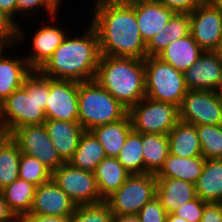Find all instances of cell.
<instances>
[{"instance_id": "6da1fadb", "label": "cell", "mask_w": 222, "mask_h": 222, "mask_svg": "<svg viewBox=\"0 0 222 222\" xmlns=\"http://www.w3.org/2000/svg\"><path fill=\"white\" fill-rule=\"evenodd\" d=\"M89 23L98 33L100 54L145 59L146 44L133 5L118 0H94Z\"/></svg>"}, {"instance_id": "7a4b0ae2", "label": "cell", "mask_w": 222, "mask_h": 222, "mask_svg": "<svg viewBox=\"0 0 222 222\" xmlns=\"http://www.w3.org/2000/svg\"><path fill=\"white\" fill-rule=\"evenodd\" d=\"M88 24L81 36L67 34L53 55L38 70L42 75L55 80H95L101 54L98 33L89 22Z\"/></svg>"}, {"instance_id": "3957f363", "label": "cell", "mask_w": 222, "mask_h": 222, "mask_svg": "<svg viewBox=\"0 0 222 222\" xmlns=\"http://www.w3.org/2000/svg\"><path fill=\"white\" fill-rule=\"evenodd\" d=\"M49 96V78L33 70L16 89L0 104V126L13 132L15 129L43 124L46 100Z\"/></svg>"}, {"instance_id": "277c9868", "label": "cell", "mask_w": 222, "mask_h": 222, "mask_svg": "<svg viewBox=\"0 0 222 222\" xmlns=\"http://www.w3.org/2000/svg\"><path fill=\"white\" fill-rule=\"evenodd\" d=\"M95 80L128 110L146 97L144 59L101 55Z\"/></svg>"}, {"instance_id": "5b68a950", "label": "cell", "mask_w": 222, "mask_h": 222, "mask_svg": "<svg viewBox=\"0 0 222 222\" xmlns=\"http://www.w3.org/2000/svg\"><path fill=\"white\" fill-rule=\"evenodd\" d=\"M78 122L85 131L123 119L128 109L96 80L78 82Z\"/></svg>"}, {"instance_id": "8992f818", "label": "cell", "mask_w": 222, "mask_h": 222, "mask_svg": "<svg viewBox=\"0 0 222 222\" xmlns=\"http://www.w3.org/2000/svg\"><path fill=\"white\" fill-rule=\"evenodd\" d=\"M144 64L146 97L180 107L188 92L183 72L157 56L146 57Z\"/></svg>"}, {"instance_id": "52a82bcc", "label": "cell", "mask_w": 222, "mask_h": 222, "mask_svg": "<svg viewBox=\"0 0 222 222\" xmlns=\"http://www.w3.org/2000/svg\"><path fill=\"white\" fill-rule=\"evenodd\" d=\"M132 129L138 133L167 135L179 122V107L143 98L128 110Z\"/></svg>"}, {"instance_id": "ba28073f", "label": "cell", "mask_w": 222, "mask_h": 222, "mask_svg": "<svg viewBox=\"0 0 222 222\" xmlns=\"http://www.w3.org/2000/svg\"><path fill=\"white\" fill-rule=\"evenodd\" d=\"M154 197H156L155 174H131L105 202L114 215H137Z\"/></svg>"}, {"instance_id": "9c48e42d", "label": "cell", "mask_w": 222, "mask_h": 222, "mask_svg": "<svg viewBox=\"0 0 222 222\" xmlns=\"http://www.w3.org/2000/svg\"><path fill=\"white\" fill-rule=\"evenodd\" d=\"M51 178L77 206L104 202L94 172L75 168L67 162L53 171Z\"/></svg>"}, {"instance_id": "30bf717a", "label": "cell", "mask_w": 222, "mask_h": 222, "mask_svg": "<svg viewBox=\"0 0 222 222\" xmlns=\"http://www.w3.org/2000/svg\"><path fill=\"white\" fill-rule=\"evenodd\" d=\"M179 121L198 125H222V100L218 91L188 90L179 107Z\"/></svg>"}, {"instance_id": "8fae6325", "label": "cell", "mask_w": 222, "mask_h": 222, "mask_svg": "<svg viewBox=\"0 0 222 222\" xmlns=\"http://www.w3.org/2000/svg\"><path fill=\"white\" fill-rule=\"evenodd\" d=\"M12 139L18 144L21 153L38 159L51 172L65 163L52 144L44 123L17 128L12 132Z\"/></svg>"}, {"instance_id": "7c38bea8", "label": "cell", "mask_w": 222, "mask_h": 222, "mask_svg": "<svg viewBox=\"0 0 222 222\" xmlns=\"http://www.w3.org/2000/svg\"><path fill=\"white\" fill-rule=\"evenodd\" d=\"M58 14L49 17V23L44 19H41V26L33 32L31 44L29 48H32L28 53L23 52L24 58L27 60L28 65L32 70H39L46 61L53 55L55 49L62 43L64 38L69 32L68 28L65 30L60 24L57 26ZM52 23V24H51Z\"/></svg>"}, {"instance_id": "4fadbf2b", "label": "cell", "mask_w": 222, "mask_h": 222, "mask_svg": "<svg viewBox=\"0 0 222 222\" xmlns=\"http://www.w3.org/2000/svg\"><path fill=\"white\" fill-rule=\"evenodd\" d=\"M190 15V34L204 51H216L222 39V10L203 1Z\"/></svg>"}, {"instance_id": "5bb4252c", "label": "cell", "mask_w": 222, "mask_h": 222, "mask_svg": "<svg viewBox=\"0 0 222 222\" xmlns=\"http://www.w3.org/2000/svg\"><path fill=\"white\" fill-rule=\"evenodd\" d=\"M47 119L78 121V82L49 78V96L46 100Z\"/></svg>"}, {"instance_id": "9a60e30c", "label": "cell", "mask_w": 222, "mask_h": 222, "mask_svg": "<svg viewBox=\"0 0 222 222\" xmlns=\"http://www.w3.org/2000/svg\"><path fill=\"white\" fill-rule=\"evenodd\" d=\"M183 78L188 90L218 91L222 84V58L215 51H203L183 72Z\"/></svg>"}, {"instance_id": "2e32d148", "label": "cell", "mask_w": 222, "mask_h": 222, "mask_svg": "<svg viewBox=\"0 0 222 222\" xmlns=\"http://www.w3.org/2000/svg\"><path fill=\"white\" fill-rule=\"evenodd\" d=\"M76 207L72 199L51 178L37 186L29 214L72 216Z\"/></svg>"}, {"instance_id": "e0dca14e", "label": "cell", "mask_w": 222, "mask_h": 222, "mask_svg": "<svg viewBox=\"0 0 222 222\" xmlns=\"http://www.w3.org/2000/svg\"><path fill=\"white\" fill-rule=\"evenodd\" d=\"M44 126L61 159L65 163L69 162L78 147L82 133L85 131L83 127L78 121L54 119H46Z\"/></svg>"}, {"instance_id": "ac0fdd59", "label": "cell", "mask_w": 222, "mask_h": 222, "mask_svg": "<svg viewBox=\"0 0 222 222\" xmlns=\"http://www.w3.org/2000/svg\"><path fill=\"white\" fill-rule=\"evenodd\" d=\"M156 197L167 214L174 213L183 204L197 198L195 184L185 180L156 178Z\"/></svg>"}, {"instance_id": "d6986e66", "label": "cell", "mask_w": 222, "mask_h": 222, "mask_svg": "<svg viewBox=\"0 0 222 222\" xmlns=\"http://www.w3.org/2000/svg\"><path fill=\"white\" fill-rule=\"evenodd\" d=\"M7 51L5 49L0 54V104L16 89L22 87L25 78L33 71L24 55L9 56Z\"/></svg>"}, {"instance_id": "ffe728a7", "label": "cell", "mask_w": 222, "mask_h": 222, "mask_svg": "<svg viewBox=\"0 0 222 222\" xmlns=\"http://www.w3.org/2000/svg\"><path fill=\"white\" fill-rule=\"evenodd\" d=\"M143 41L147 44L169 22L175 12L159 2L133 5Z\"/></svg>"}, {"instance_id": "44dd1931", "label": "cell", "mask_w": 222, "mask_h": 222, "mask_svg": "<svg viewBox=\"0 0 222 222\" xmlns=\"http://www.w3.org/2000/svg\"><path fill=\"white\" fill-rule=\"evenodd\" d=\"M203 51L189 34L170 43L157 57L184 72L198 60Z\"/></svg>"}, {"instance_id": "7402d4cb", "label": "cell", "mask_w": 222, "mask_h": 222, "mask_svg": "<svg viewBox=\"0 0 222 222\" xmlns=\"http://www.w3.org/2000/svg\"><path fill=\"white\" fill-rule=\"evenodd\" d=\"M205 160L203 156L183 158L169 153L155 176L180 179L195 184L201 175Z\"/></svg>"}, {"instance_id": "603a6c76", "label": "cell", "mask_w": 222, "mask_h": 222, "mask_svg": "<svg viewBox=\"0 0 222 222\" xmlns=\"http://www.w3.org/2000/svg\"><path fill=\"white\" fill-rule=\"evenodd\" d=\"M190 34L189 13H175L146 44L147 57L157 56L170 43Z\"/></svg>"}, {"instance_id": "cb8c5ba5", "label": "cell", "mask_w": 222, "mask_h": 222, "mask_svg": "<svg viewBox=\"0 0 222 222\" xmlns=\"http://www.w3.org/2000/svg\"><path fill=\"white\" fill-rule=\"evenodd\" d=\"M132 130L131 118L127 114L123 119L97 126L91 132L104 148L106 156L116 158Z\"/></svg>"}, {"instance_id": "d4e9b609", "label": "cell", "mask_w": 222, "mask_h": 222, "mask_svg": "<svg viewBox=\"0 0 222 222\" xmlns=\"http://www.w3.org/2000/svg\"><path fill=\"white\" fill-rule=\"evenodd\" d=\"M101 198L105 201L117 191L131 175L122 164L113 157L104 158L94 172Z\"/></svg>"}, {"instance_id": "484cf974", "label": "cell", "mask_w": 222, "mask_h": 222, "mask_svg": "<svg viewBox=\"0 0 222 222\" xmlns=\"http://www.w3.org/2000/svg\"><path fill=\"white\" fill-rule=\"evenodd\" d=\"M167 136L170 154L183 158L202 156L195 125L179 121Z\"/></svg>"}, {"instance_id": "4316f807", "label": "cell", "mask_w": 222, "mask_h": 222, "mask_svg": "<svg viewBox=\"0 0 222 222\" xmlns=\"http://www.w3.org/2000/svg\"><path fill=\"white\" fill-rule=\"evenodd\" d=\"M195 189L197 197L206 202H222V159L205 160Z\"/></svg>"}, {"instance_id": "83f0119b", "label": "cell", "mask_w": 222, "mask_h": 222, "mask_svg": "<svg viewBox=\"0 0 222 222\" xmlns=\"http://www.w3.org/2000/svg\"><path fill=\"white\" fill-rule=\"evenodd\" d=\"M106 157L105 150L95 135L91 131H84L69 163L75 168L95 172L97 165Z\"/></svg>"}, {"instance_id": "f1b7e54d", "label": "cell", "mask_w": 222, "mask_h": 222, "mask_svg": "<svg viewBox=\"0 0 222 222\" xmlns=\"http://www.w3.org/2000/svg\"><path fill=\"white\" fill-rule=\"evenodd\" d=\"M37 186L31 182L18 178L0 192L10 210L20 219L29 214Z\"/></svg>"}, {"instance_id": "f546056e", "label": "cell", "mask_w": 222, "mask_h": 222, "mask_svg": "<svg viewBox=\"0 0 222 222\" xmlns=\"http://www.w3.org/2000/svg\"><path fill=\"white\" fill-rule=\"evenodd\" d=\"M144 173L156 174L169 154L168 136L142 133Z\"/></svg>"}, {"instance_id": "4dcf8cb0", "label": "cell", "mask_w": 222, "mask_h": 222, "mask_svg": "<svg viewBox=\"0 0 222 222\" xmlns=\"http://www.w3.org/2000/svg\"><path fill=\"white\" fill-rule=\"evenodd\" d=\"M142 133L132 130L116 159L131 174H144Z\"/></svg>"}, {"instance_id": "1f68e13d", "label": "cell", "mask_w": 222, "mask_h": 222, "mask_svg": "<svg viewBox=\"0 0 222 222\" xmlns=\"http://www.w3.org/2000/svg\"><path fill=\"white\" fill-rule=\"evenodd\" d=\"M21 151L11 139L0 152V191L19 178Z\"/></svg>"}, {"instance_id": "d6a6232c", "label": "cell", "mask_w": 222, "mask_h": 222, "mask_svg": "<svg viewBox=\"0 0 222 222\" xmlns=\"http://www.w3.org/2000/svg\"><path fill=\"white\" fill-rule=\"evenodd\" d=\"M201 153L206 159H222V125L196 126Z\"/></svg>"}, {"instance_id": "836d02e7", "label": "cell", "mask_w": 222, "mask_h": 222, "mask_svg": "<svg viewBox=\"0 0 222 222\" xmlns=\"http://www.w3.org/2000/svg\"><path fill=\"white\" fill-rule=\"evenodd\" d=\"M52 172L38 159L26 155L20 156L19 178L31 182L36 186L51 179Z\"/></svg>"}, {"instance_id": "e575fe53", "label": "cell", "mask_w": 222, "mask_h": 222, "mask_svg": "<svg viewBox=\"0 0 222 222\" xmlns=\"http://www.w3.org/2000/svg\"><path fill=\"white\" fill-rule=\"evenodd\" d=\"M114 214L104 201L98 204L77 206L72 222H113Z\"/></svg>"}, {"instance_id": "d590c367", "label": "cell", "mask_w": 222, "mask_h": 222, "mask_svg": "<svg viewBox=\"0 0 222 222\" xmlns=\"http://www.w3.org/2000/svg\"><path fill=\"white\" fill-rule=\"evenodd\" d=\"M16 4L17 17L20 15V17H22L23 15L25 19L27 18V20L30 18V20H32V18L34 19L35 15L38 17V12L41 10L46 12V17H43L46 18V20L47 17L49 18L56 14H60L58 13L60 7L53 0H16Z\"/></svg>"}, {"instance_id": "8d00e7d4", "label": "cell", "mask_w": 222, "mask_h": 222, "mask_svg": "<svg viewBox=\"0 0 222 222\" xmlns=\"http://www.w3.org/2000/svg\"><path fill=\"white\" fill-rule=\"evenodd\" d=\"M140 222H166L167 213L160 200L154 197L137 213Z\"/></svg>"}, {"instance_id": "74e56055", "label": "cell", "mask_w": 222, "mask_h": 222, "mask_svg": "<svg viewBox=\"0 0 222 222\" xmlns=\"http://www.w3.org/2000/svg\"><path fill=\"white\" fill-rule=\"evenodd\" d=\"M205 204L206 201L197 197L177 208L174 214L186 219L188 222H201Z\"/></svg>"}, {"instance_id": "f35d334b", "label": "cell", "mask_w": 222, "mask_h": 222, "mask_svg": "<svg viewBox=\"0 0 222 222\" xmlns=\"http://www.w3.org/2000/svg\"><path fill=\"white\" fill-rule=\"evenodd\" d=\"M0 8L8 15V17L18 25V36L16 38L15 44L19 45L25 44L23 42L24 40H27L26 38L28 36L26 30H24V27L22 28L21 22L20 24L18 23L19 21L16 20L17 18V4L16 0H0Z\"/></svg>"}, {"instance_id": "ab89813d", "label": "cell", "mask_w": 222, "mask_h": 222, "mask_svg": "<svg viewBox=\"0 0 222 222\" xmlns=\"http://www.w3.org/2000/svg\"><path fill=\"white\" fill-rule=\"evenodd\" d=\"M0 35L11 45L15 43L18 36V25L0 8Z\"/></svg>"}, {"instance_id": "60d3db41", "label": "cell", "mask_w": 222, "mask_h": 222, "mask_svg": "<svg viewBox=\"0 0 222 222\" xmlns=\"http://www.w3.org/2000/svg\"><path fill=\"white\" fill-rule=\"evenodd\" d=\"M175 13H191L202 0H157Z\"/></svg>"}, {"instance_id": "b9f144b4", "label": "cell", "mask_w": 222, "mask_h": 222, "mask_svg": "<svg viewBox=\"0 0 222 222\" xmlns=\"http://www.w3.org/2000/svg\"><path fill=\"white\" fill-rule=\"evenodd\" d=\"M201 222H222V202H206Z\"/></svg>"}, {"instance_id": "7bdbcfd3", "label": "cell", "mask_w": 222, "mask_h": 222, "mask_svg": "<svg viewBox=\"0 0 222 222\" xmlns=\"http://www.w3.org/2000/svg\"><path fill=\"white\" fill-rule=\"evenodd\" d=\"M19 222H72V216H45L37 214H26Z\"/></svg>"}, {"instance_id": "ee69618b", "label": "cell", "mask_w": 222, "mask_h": 222, "mask_svg": "<svg viewBox=\"0 0 222 222\" xmlns=\"http://www.w3.org/2000/svg\"><path fill=\"white\" fill-rule=\"evenodd\" d=\"M0 222H19L0 192Z\"/></svg>"}, {"instance_id": "f6af8a7d", "label": "cell", "mask_w": 222, "mask_h": 222, "mask_svg": "<svg viewBox=\"0 0 222 222\" xmlns=\"http://www.w3.org/2000/svg\"><path fill=\"white\" fill-rule=\"evenodd\" d=\"M12 139V132L4 126H0V152Z\"/></svg>"}, {"instance_id": "bcb514c9", "label": "cell", "mask_w": 222, "mask_h": 222, "mask_svg": "<svg viewBox=\"0 0 222 222\" xmlns=\"http://www.w3.org/2000/svg\"><path fill=\"white\" fill-rule=\"evenodd\" d=\"M113 222H140L137 215H114Z\"/></svg>"}, {"instance_id": "7dc6e473", "label": "cell", "mask_w": 222, "mask_h": 222, "mask_svg": "<svg viewBox=\"0 0 222 222\" xmlns=\"http://www.w3.org/2000/svg\"><path fill=\"white\" fill-rule=\"evenodd\" d=\"M11 46H13V47L16 46L17 47V45L15 43L11 45L3 36L0 35V54L3 51H5V49L9 50L11 48Z\"/></svg>"}, {"instance_id": "c3c4849f", "label": "cell", "mask_w": 222, "mask_h": 222, "mask_svg": "<svg viewBox=\"0 0 222 222\" xmlns=\"http://www.w3.org/2000/svg\"><path fill=\"white\" fill-rule=\"evenodd\" d=\"M118 1L127 5H137L141 3L157 2V0H118Z\"/></svg>"}, {"instance_id": "681fc988", "label": "cell", "mask_w": 222, "mask_h": 222, "mask_svg": "<svg viewBox=\"0 0 222 222\" xmlns=\"http://www.w3.org/2000/svg\"><path fill=\"white\" fill-rule=\"evenodd\" d=\"M166 222H188L186 219L175 215L174 213L167 214Z\"/></svg>"}, {"instance_id": "f907efd6", "label": "cell", "mask_w": 222, "mask_h": 222, "mask_svg": "<svg viewBox=\"0 0 222 222\" xmlns=\"http://www.w3.org/2000/svg\"><path fill=\"white\" fill-rule=\"evenodd\" d=\"M204 3L222 10V0H202Z\"/></svg>"}, {"instance_id": "816d5d0a", "label": "cell", "mask_w": 222, "mask_h": 222, "mask_svg": "<svg viewBox=\"0 0 222 222\" xmlns=\"http://www.w3.org/2000/svg\"><path fill=\"white\" fill-rule=\"evenodd\" d=\"M215 52L222 58V39L220 40L219 46Z\"/></svg>"}, {"instance_id": "f5cc1de1", "label": "cell", "mask_w": 222, "mask_h": 222, "mask_svg": "<svg viewBox=\"0 0 222 222\" xmlns=\"http://www.w3.org/2000/svg\"><path fill=\"white\" fill-rule=\"evenodd\" d=\"M59 7L62 5L61 2L62 0H53Z\"/></svg>"}, {"instance_id": "db71d44e", "label": "cell", "mask_w": 222, "mask_h": 222, "mask_svg": "<svg viewBox=\"0 0 222 222\" xmlns=\"http://www.w3.org/2000/svg\"><path fill=\"white\" fill-rule=\"evenodd\" d=\"M218 93H219L220 98H221V100H222V84H221V86H220V89L218 90Z\"/></svg>"}]
</instances>
